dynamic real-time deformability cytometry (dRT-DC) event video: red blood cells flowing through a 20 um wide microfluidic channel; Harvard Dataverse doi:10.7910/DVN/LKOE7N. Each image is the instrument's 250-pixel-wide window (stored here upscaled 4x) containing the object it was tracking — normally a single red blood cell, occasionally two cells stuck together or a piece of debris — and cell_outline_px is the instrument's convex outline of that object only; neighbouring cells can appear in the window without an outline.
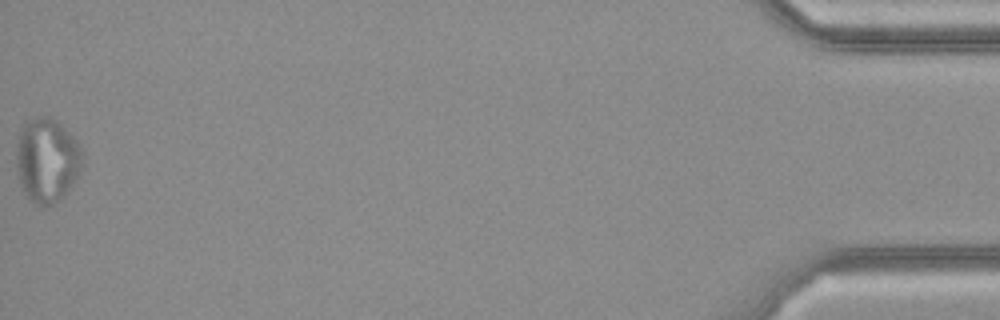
{"species": "common noctule bat (a hibernating species)", "species_latin": "Nyctalus noctula", "temperature_condition": "cold", "stored_images_in_passage": 29, "camera_frame_rate_fps": 3000, "um_per_image_px": 0.085, "animal": {"sex": "female", "body_mass_g": 21.9}, "frame": {"image": 1, "passage_image": 29, "time_ms": 9.333, "image_size_px": [1000, 320], "cell_outline_px": [[84, 152], [80, 168], [76, 176], [64, 196], [52, 204], [44, 208], [40, 208], [32, 204], [28, 200], [16, 176], [16, 144], [20, 128], [24, 124], [36, 116], [48, 116], [56, 120], [76, 140]], "centroid_in_image_um": [3.94, 13.64], "position_along_channel_um": 431.3, "area_um2": 32.95}}